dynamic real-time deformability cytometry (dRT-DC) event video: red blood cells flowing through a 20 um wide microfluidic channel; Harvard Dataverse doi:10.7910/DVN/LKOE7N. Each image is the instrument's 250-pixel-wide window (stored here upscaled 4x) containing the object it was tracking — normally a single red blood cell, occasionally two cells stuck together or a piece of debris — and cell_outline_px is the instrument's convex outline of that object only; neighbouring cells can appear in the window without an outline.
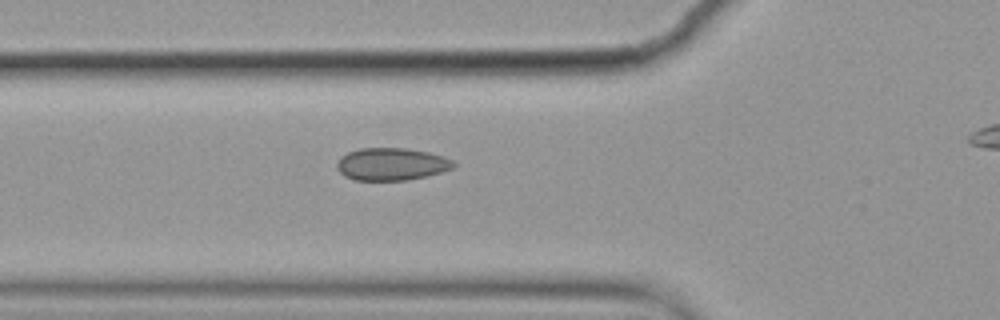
{"species": "common noctule bat (a hibernating species)", "species_latin": "Nyctalus noctula", "temperature_condition": "cold", "stored_images_in_passage": 8, "segment_of_instrument_passage": [1, 2], "camera_frame_rate_fps": 3000, "um_per_image_px": 0.085, "animal": {"sex": "female", "body_mass_g": 19.9}, "frame": {"image": 1, "passage_image": 7, "time_ms": 2.0, "image_size_px": [1000, 320], "cell_outline_px": [[456, 164], [452, 168], [440, 172], [408, 180], [356, 180], [344, 176], [336, 168], [336, 164], [340, 156], [348, 152], [360, 148], [404, 148], [428, 152], [444, 156], [452, 160]], "centroid_in_image_um": [33.24, 13.94], "position_along_channel_um": 92.6, "area_um2": 22.02}}